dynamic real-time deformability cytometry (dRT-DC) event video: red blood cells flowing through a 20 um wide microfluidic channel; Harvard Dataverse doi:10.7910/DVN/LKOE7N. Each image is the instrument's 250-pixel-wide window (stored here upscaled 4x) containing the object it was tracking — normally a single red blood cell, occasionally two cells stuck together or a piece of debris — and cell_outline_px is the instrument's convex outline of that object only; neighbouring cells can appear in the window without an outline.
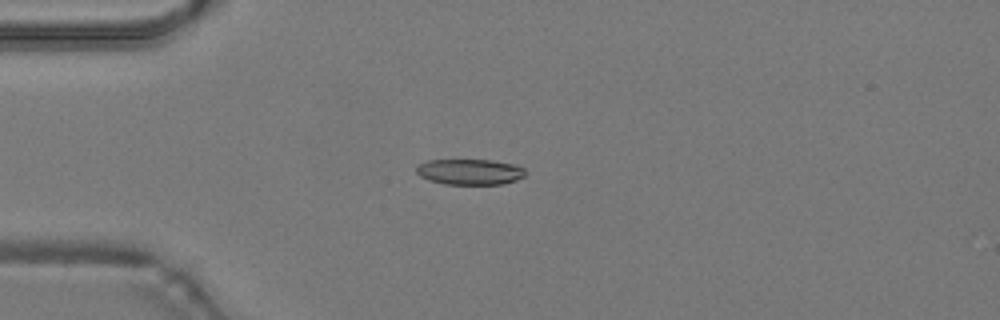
{"species": "common noctule bat (a hibernating species)", "species_latin": "Nyctalus noctula", "temperature_condition": "warm", "stored_images_in_passage": 31, "camera_frame_rate_fps": 3000, "um_per_image_px": 0.085, "animal": {"sex": "male", "body_mass_g": 19.2, "forearm_length_mm": 51.8}, "frame": {"image": 1, "passage_image": 7, "time_ms": 2.0, "image_size_px": [1000, 320], "cell_outline_px": [[524, 176], [516, 180], [504, 184], [444, 184], [428, 180], [420, 176], [416, 172], [416, 164], [428, 160], [492, 160], [516, 164], [524, 168]], "centroid_in_image_um": [39.91, 14.6], "position_along_channel_um": 45.1, "area_um2": 16.47}}
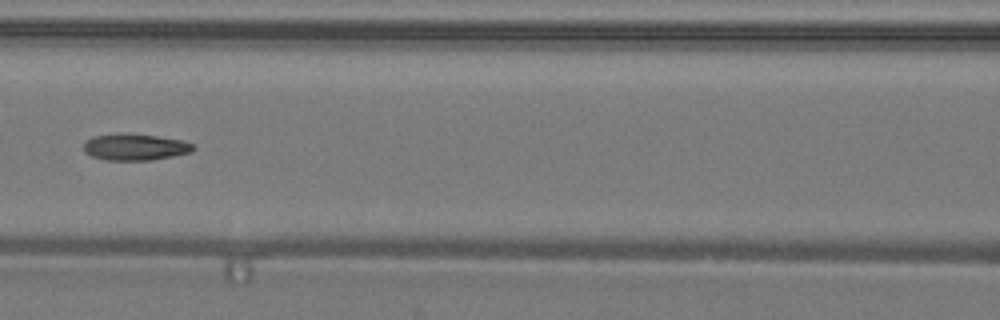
{"frame": {"image": 2, "passage_image": 16, "time_ms": 5.0, "image_size_px": [1000, 320], "cell_outline_px": [[196, 148], [192, 152], [152, 160], [108, 160], [92, 156], [84, 152], [84, 144], [88, 140], [96, 136], [116, 132], [124, 132], [156, 136], [184, 140], [192, 144]], "centroid_in_image_um": [11.5, 12.48], "position_along_channel_um": 155.1, "area_um2": 17.05}}
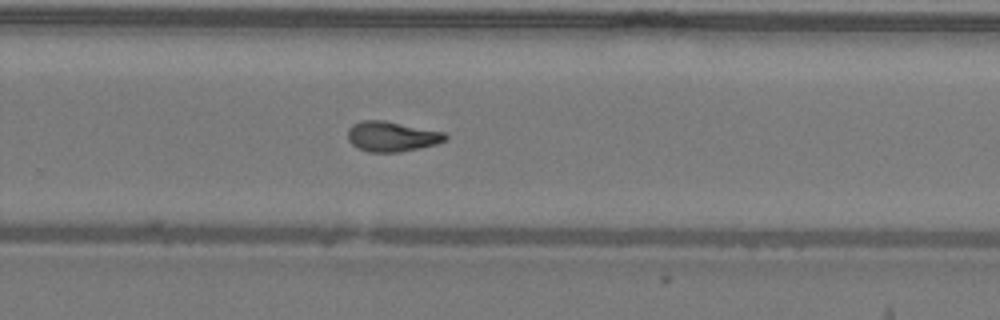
{"frame": {"image": 3, "passage_image": 26, "time_ms": 8.333, "image_size_px": [1000, 320], "cell_outline_px": [[448, 140], [436, 144], [420, 148], [400, 152], [368, 152], [356, 148], [348, 140], [348, 128], [352, 124], [360, 120], [384, 120], [444, 132], [448, 136]], "centroid_in_image_um": [33.29, 11.6], "position_along_channel_um": 296.5, "area_um2": 17.34}}